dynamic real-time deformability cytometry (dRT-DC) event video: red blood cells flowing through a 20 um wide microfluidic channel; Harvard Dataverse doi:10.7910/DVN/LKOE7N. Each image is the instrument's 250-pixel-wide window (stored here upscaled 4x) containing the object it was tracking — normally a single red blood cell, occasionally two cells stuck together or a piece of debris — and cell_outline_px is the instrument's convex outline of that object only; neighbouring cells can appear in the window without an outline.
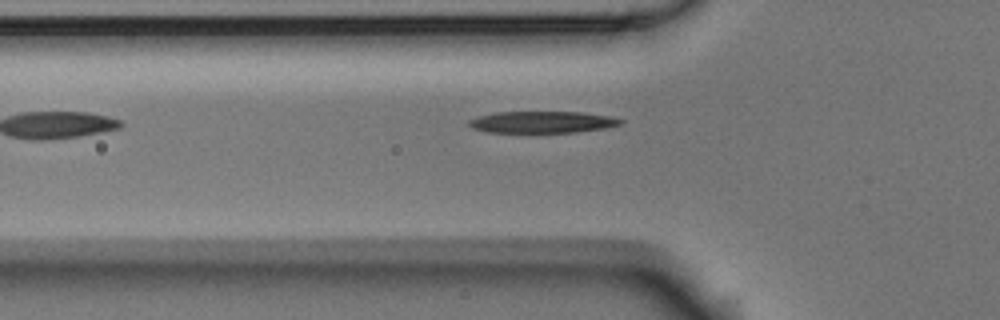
{"species": "Egyptian fruit bat (a non-hibernating species)", "species_latin": "Rousettus aegyptiacus", "temperature_condition": "room temperature", "stored_images_in_passage": 6, "camera_frame_rate_fps": 3000, "um_per_image_px": 0.085, "animal": {"sex": "male"}, "frame": {"image": 1, "passage_image": 5, "time_ms": 1.333, "image_size_px": [1000, 320], "cell_outline_px": [[624, 120], [620, 124], [608, 128], [576, 132], [488, 132], [472, 128], [468, 124], [468, 120], [480, 116], [496, 112], [580, 112], [612, 116]], "centroid_in_image_um": [46.13, 10.37], "position_along_channel_um": 79.7, "area_um2": 19.13}}
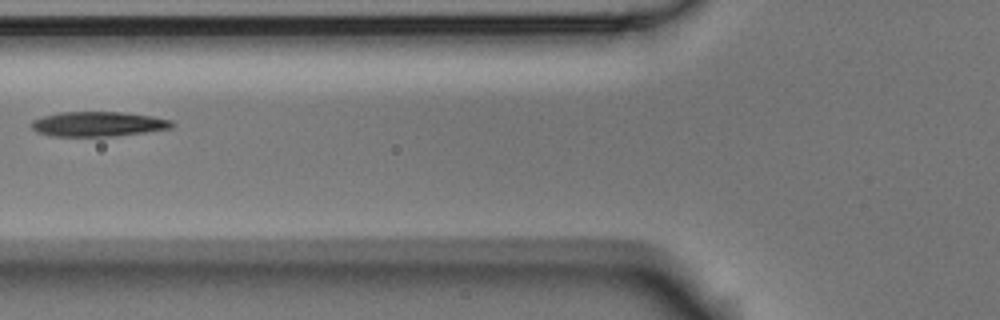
{"frame": {"image": 2, "passage_image": 6, "time_ms": 1.667, "image_size_px": [1000, 320], "cell_outline_px": [[176, 124], [172, 128], [116, 136], [52, 136], [36, 132], [32, 128], [32, 120], [44, 116], [60, 112], [124, 112], [152, 116], [172, 120]], "centroid_in_image_um": [8.37, 10.54], "position_along_channel_um": 117.4, "area_um2": 20.35}}